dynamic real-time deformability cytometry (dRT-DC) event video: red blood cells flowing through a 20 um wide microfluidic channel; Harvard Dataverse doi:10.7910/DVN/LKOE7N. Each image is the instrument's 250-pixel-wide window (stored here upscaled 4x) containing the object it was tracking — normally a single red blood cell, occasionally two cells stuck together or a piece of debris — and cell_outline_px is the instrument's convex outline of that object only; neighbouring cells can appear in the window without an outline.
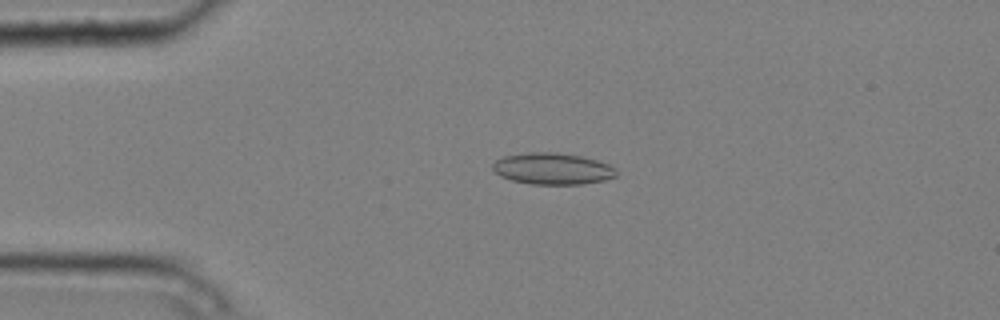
{"species": "common noctule bat (a hibernating species)", "species_latin": "Nyctalus noctula", "temperature_condition": "cold", "stored_images_in_passage": 4, "camera_frame_rate_fps": 3000, "um_per_image_px": 0.085, "animal": {"sex": "male", "body_mass_g": 20.4}, "frame": {"image": 1, "passage_image": 2, "time_ms": 0.333, "image_size_px": [1000, 320], "cell_outline_px": [[616, 176], [604, 180], [584, 184], [532, 184], [512, 180], [500, 176], [492, 168], [492, 164], [496, 160], [504, 156], [528, 152], [556, 152], [580, 156], [596, 160], [608, 164], [616, 168]], "centroid_in_image_um": [46.96, 14.34], "position_along_channel_um": 38.0, "area_um2": 22.66}}
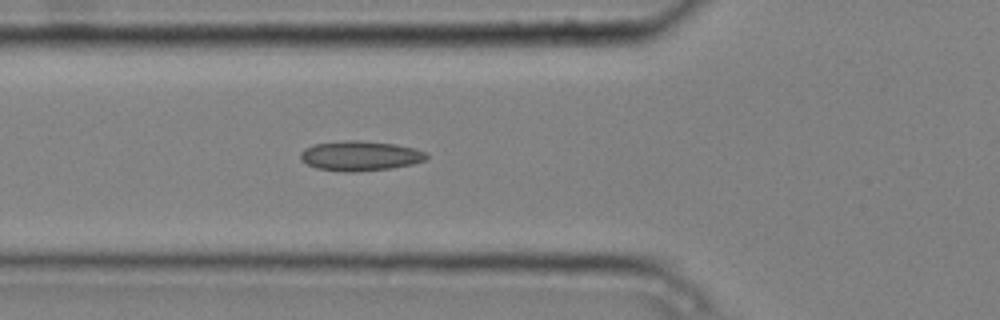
{"frame": {"image": 2, "passage_image": 4, "time_ms": 1.0, "image_size_px": [1000, 320], "cell_outline_px": [[428, 156], [424, 160], [412, 164], [392, 168], [352, 172], [344, 172], [316, 168], [300, 160], [300, 152], [304, 148], [312, 144], [344, 140], [360, 140], [396, 144], [416, 148], [428, 152]], "centroid_in_image_um": [30.6, 13.23], "position_along_channel_um": 95.2, "area_um2": 22.2}}